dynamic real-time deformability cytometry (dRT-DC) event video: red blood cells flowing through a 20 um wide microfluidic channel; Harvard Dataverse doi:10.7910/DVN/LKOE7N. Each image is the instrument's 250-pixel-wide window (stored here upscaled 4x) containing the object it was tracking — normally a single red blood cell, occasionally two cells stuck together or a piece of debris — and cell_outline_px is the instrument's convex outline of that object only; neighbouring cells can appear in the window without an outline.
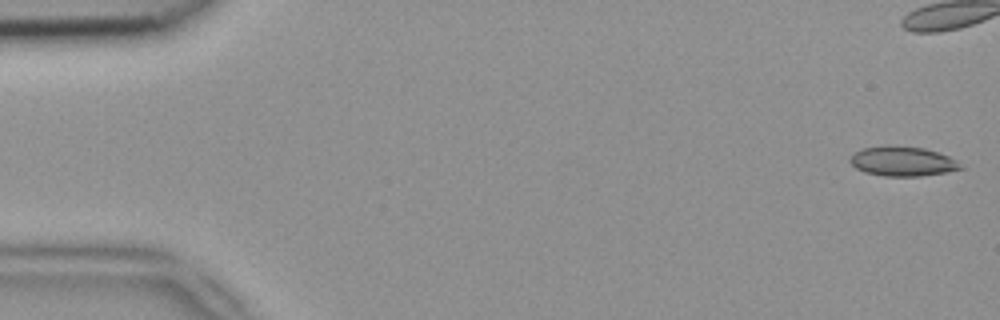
{"species": "common noctule bat (a hibernating species)", "species_latin": "Nyctalus noctula", "temperature_condition": "room temperature", "stored_images_in_passage": 12, "camera_frame_rate_fps": 3000, "um_per_image_px": 0.085, "animal": {"sex": "female", "body_mass_g": 18.4}, "frame": {"image": 1, "passage_image": 1, "time_ms": 0.0, "image_size_px": [1000, 320], "cell_outline_px": [[964, 168], [944, 172], [920, 176], [884, 176], [864, 172], [856, 168], [848, 160], [856, 152], [864, 148], [884, 144], [888, 144], [924, 148], [948, 156]], "centroid_in_image_um": [76.66, 13.7], "position_along_channel_um": 8.3, "area_um2": 18.96}}